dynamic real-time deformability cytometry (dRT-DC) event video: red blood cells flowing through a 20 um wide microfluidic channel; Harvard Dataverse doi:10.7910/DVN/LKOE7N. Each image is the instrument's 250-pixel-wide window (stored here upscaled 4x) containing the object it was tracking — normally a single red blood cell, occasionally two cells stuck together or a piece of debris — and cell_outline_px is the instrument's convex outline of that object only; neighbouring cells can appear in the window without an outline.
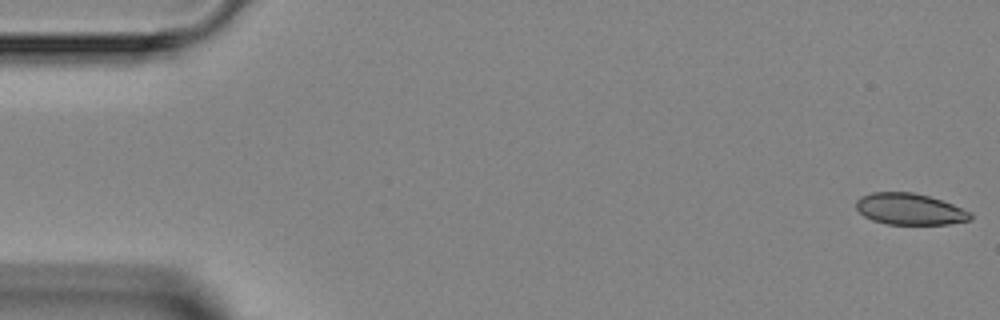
{"species": "Egyptian fruit bat (a non-hibernating species)", "species_latin": "Rousettus aegyptiacus", "temperature_condition": "room temperature", "stored_images_in_passage": 7, "camera_frame_rate_fps": 3000, "um_per_image_px": 0.085, "animal": {"sex": "female"}, "frame": {"image": 1, "passage_image": 1, "time_ms": 0.0, "image_size_px": [1000, 320], "cell_outline_px": [[972, 220], [948, 224], [888, 224], [872, 220], [864, 216], [856, 208], [856, 200], [860, 196], [872, 192], [912, 192], [928, 196], [952, 204], [972, 212]], "centroid_in_image_um": [77.32, 17.77], "position_along_channel_um": 7.7, "area_um2": 20.92}}
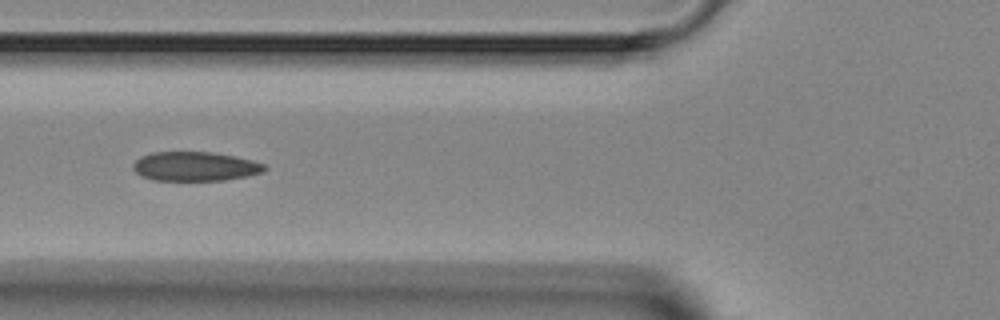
{"frame": {"image": 2, "passage_image": 6, "time_ms": 5.667, "image_size_px": [1000, 320], "cell_outline_px": [[268, 168], [264, 172], [248, 176], [224, 180], [152, 180], [136, 172], [132, 168], [132, 164], [140, 156], [152, 152], [212, 152], [252, 160], [264, 164]], "centroid_in_image_um": [16.59, 14.14], "position_along_channel_um": 109.2, "area_um2": 22.37}}
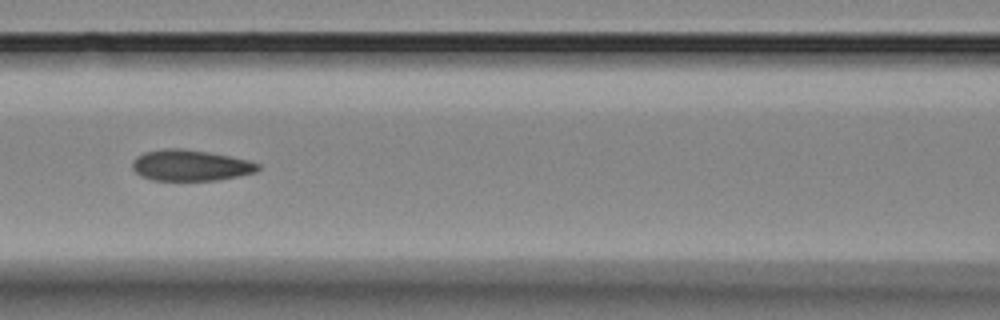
{"frame": {"image": 3, "passage_image": 7, "time_ms": 6.667, "image_size_px": [1000, 320], "cell_outline_px": [[260, 168], [256, 172], [216, 180], [152, 180], [140, 176], [132, 168], [132, 160], [136, 156], [144, 152], [164, 148], [184, 148], [208, 152], [248, 160], [260, 164]], "centroid_in_image_um": [16.14, 14.05], "position_along_channel_um": 150.5, "area_um2": 22.72}}